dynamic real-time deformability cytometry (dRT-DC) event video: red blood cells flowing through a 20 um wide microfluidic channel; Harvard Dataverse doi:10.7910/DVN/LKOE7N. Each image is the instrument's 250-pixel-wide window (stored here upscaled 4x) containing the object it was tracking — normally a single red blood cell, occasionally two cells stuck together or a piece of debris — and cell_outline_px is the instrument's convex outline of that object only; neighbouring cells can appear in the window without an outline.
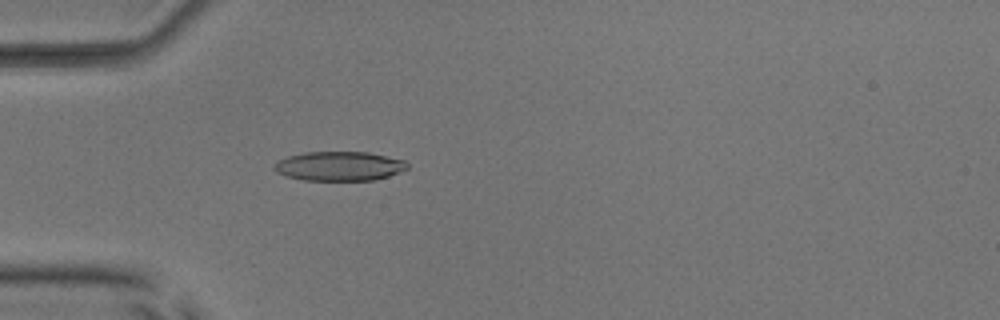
{"species": "common noctule bat (a hibernating species)", "species_latin": "Nyctalus noctula", "temperature_condition": "room temperature", "stored_images_in_passage": 34, "camera_frame_rate_fps": 3000, "um_per_image_px": 0.085, "animal": {"sex": "male", "body_mass_g": 17.9, "forearm_length_mm": 54.2}, "frame": {"image": 1, "passage_image": 1, "time_ms": 0.0, "image_size_px": [1000, 320], "cell_outline_px": [[408, 168], [388, 176], [372, 180], [304, 180], [288, 176], [276, 172], [272, 168], [280, 160], [288, 156], [304, 152], [368, 152], [404, 160], [408, 164]], "centroid_in_image_um": [28.84, 14.11], "position_along_channel_um": 56.2, "area_um2": 22.48}}
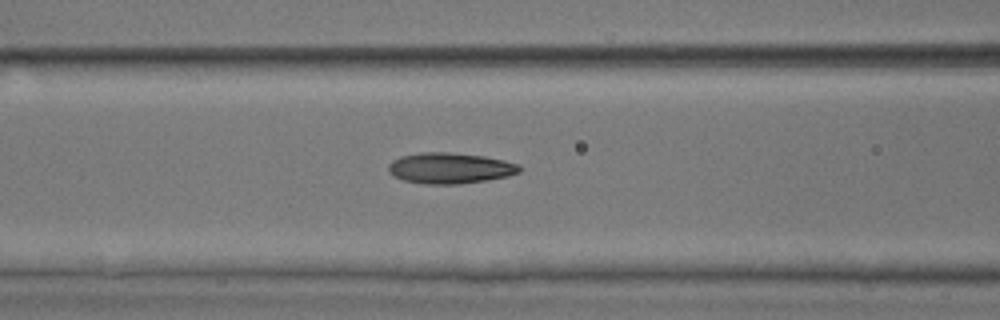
{"frame": {"image": 2, "passage_image": 7, "time_ms": 2.0, "image_size_px": [1000, 320], "cell_outline_px": [[520, 172], [508, 176], [488, 180], [460, 184], [424, 184], [404, 180], [388, 172], [388, 164], [392, 160], [400, 156], [420, 152], [448, 152], [484, 156], [504, 160], [520, 164]], "centroid_in_image_um": [38.25, 14.29], "position_along_channel_um": 128.3, "area_um2": 23.7}}
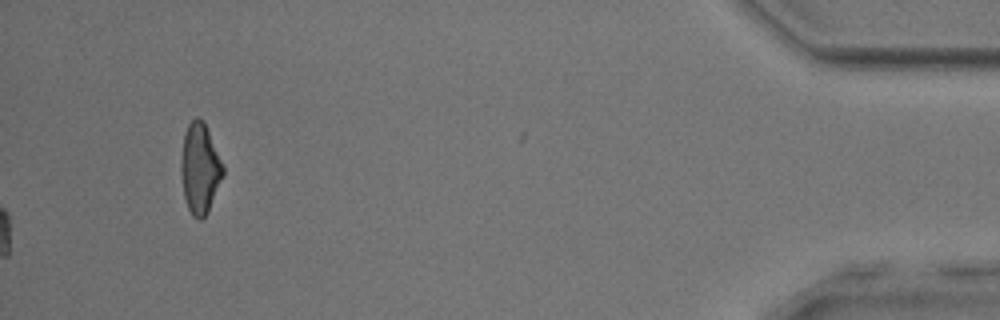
{"frame": {"image": 3, "passage_image": 34, "time_ms": 11.0, "image_size_px": [1000, 320], "cell_outline_px": [[224, 176], [208, 212], [200, 220], [196, 220], [192, 216], [188, 208], [184, 196], [180, 168], [180, 160], [184, 132], [188, 124], [196, 116], [204, 120], [224, 168]], "centroid_in_image_um": [16.99, 14.32], "position_along_channel_um": 418.2, "area_um2": 22.31}, "authors_computed_cell_mechanics": {"area_um2": 22.3975, "velocity_mm_per_s": 4.0, "shape_relaxation_time_tau1_ms": 6.0956, "shape_relaxation_time_tau2_ms": 2.9186, "deformation_change_tau1": 0.1798, "deformation_change_tau2": 0.1147}}